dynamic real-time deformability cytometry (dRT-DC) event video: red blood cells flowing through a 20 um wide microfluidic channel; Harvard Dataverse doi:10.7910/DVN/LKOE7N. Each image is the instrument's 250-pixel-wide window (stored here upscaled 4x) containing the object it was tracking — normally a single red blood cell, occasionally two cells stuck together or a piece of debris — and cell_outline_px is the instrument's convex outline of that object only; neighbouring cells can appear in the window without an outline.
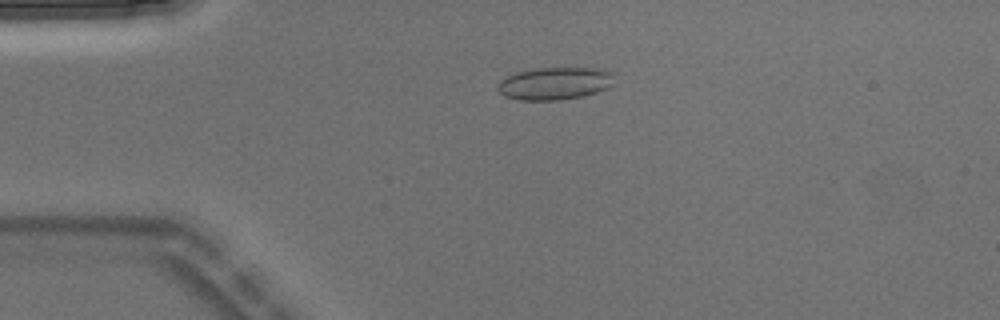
{"species": "Egyptian fruit bat (a non-hibernating species)", "species_latin": "Rousettus aegyptiacus", "temperature_condition": "warm", "stored_images_in_passage": 4, "camera_frame_rate_fps": 3000, "um_per_image_px": 0.085, "animal": {"sex": "male"}, "frame": {"image": 1, "passage_image": 3, "time_ms": 0.667, "image_size_px": [1000, 320], "cell_outline_px": [[616, 84], [596, 92], [580, 96], [560, 100], [520, 100], [504, 96], [496, 88], [496, 84], [500, 80], [516, 72], [540, 68], [604, 68], [612, 72]], "centroid_in_image_um": [47.17, 7.08], "position_along_channel_um": 37.8, "area_um2": 22.25}}